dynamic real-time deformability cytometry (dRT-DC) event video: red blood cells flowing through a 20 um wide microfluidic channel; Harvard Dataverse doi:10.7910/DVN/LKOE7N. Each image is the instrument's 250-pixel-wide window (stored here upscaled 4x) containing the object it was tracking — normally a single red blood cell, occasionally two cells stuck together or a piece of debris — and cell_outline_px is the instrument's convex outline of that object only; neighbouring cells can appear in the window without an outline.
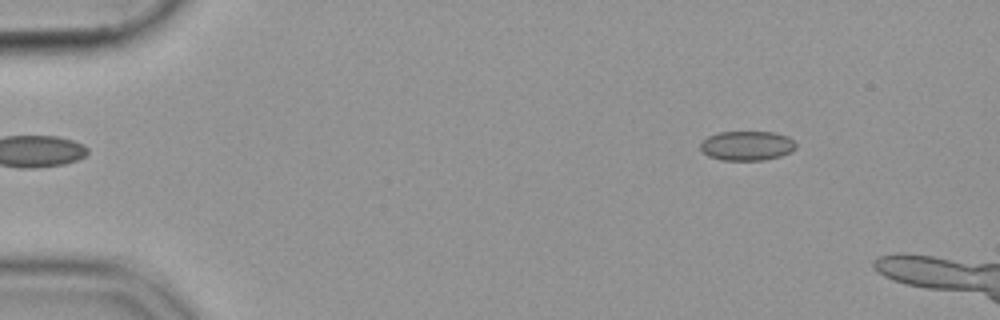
{"species": "common noctule bat (a hibernating species)", "species_latin": "Nyctalus noctula", "temperature_condition": "cold", "stored_images_in_passage": 8, "camera_frame_rate_fps": 3000, "um_per_image_px": 0.085, "animal": {"sex": "female", "body_mass_g": 19.9}, "frame": {"image": 1, "passage_image": 2, "time_ms": 0.333, "image_size_px": [1000, 320], "cell_outline_px": [[796, 148], [792, 152], [780, 156], [764, 160], [724, 160], [708, 156], [700, 148], [700, 144], [708, 136], [720, 132], [772, 132], [788, 136], [796, 144]], "centroid_in_image_um": [63.51, 12.39], "position_along_channel_um": 21.5, "area_um2": 16.36}}